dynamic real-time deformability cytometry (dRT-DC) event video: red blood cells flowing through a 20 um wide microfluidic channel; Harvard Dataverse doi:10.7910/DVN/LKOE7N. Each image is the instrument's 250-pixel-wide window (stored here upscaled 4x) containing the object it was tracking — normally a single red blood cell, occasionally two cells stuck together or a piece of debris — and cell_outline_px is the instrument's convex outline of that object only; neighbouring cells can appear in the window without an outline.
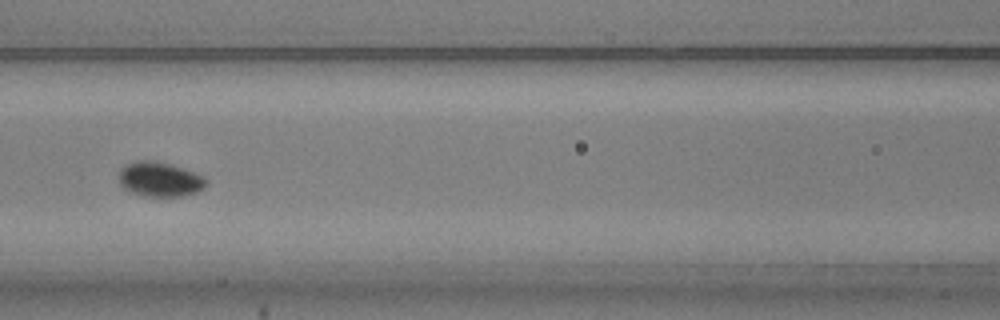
{"species": "common noctule bat (a hibernating species)", "species_latin": "Nyctalus noctula", "temperature_condition": "warm", "stored_images_in_passage": 9, "camera_frame_rate_fps": 3000, "um_per_image_px": 0.085, "animal": {"sex": "male", "body_mass_g": 20.5, "forearm_length_mm": 52.5}, "frame": {"image": 1, "passage_image": 7, "time_ms": 2.0, "image_size_px": [1000, 320], "cell_outline_px": [[208, 184], [204, 188], [196, 192], [184, 196], [144, 196], [132, 192], [124, 188], [120, 184], [120, 168], [136, 160], [156, 160], [204, 176], [208, 180]], "centroid_in_image_um": [13.6, 15.24], "position_along_channel_um": 153.0, "area_um2": 17.51}}
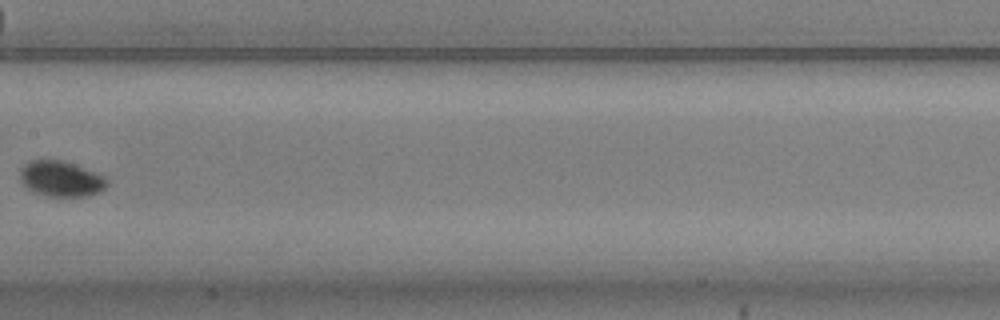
{"frame": {"image": 2, "passage_image": 8, "time_ms": 2.333, "image_size_px": [1000, 320], "cell_outline_px": [[108, 184], [100, 192], [84, 196], [48, 196], [32, 192], [20, 180], [20, 168], [28, 160], [64, 160], [104, 176], [108, 180]], "centroid_in_image_um": [5.16, 15.19], "position_along_channel_um": 202.2, "area_um2": 18.03}}
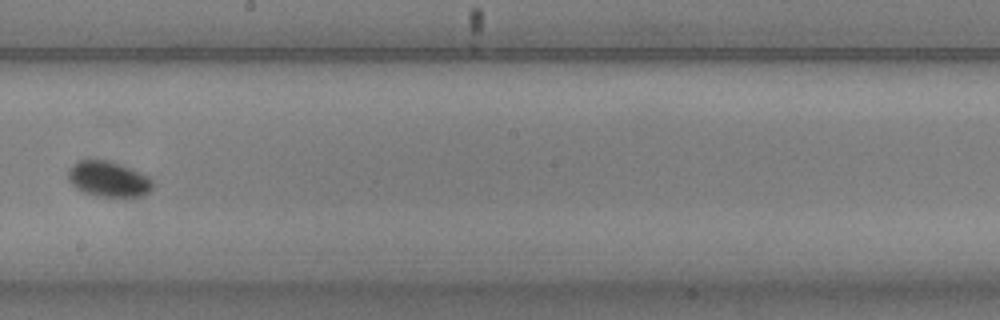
{"frame": {"image": 3, "passage_image": 9, "time_ms": 2.667, "image_size_px": [1000, 320], "cell_outline_px": [[152, 192], [144, 196], [100, 196], [84, 192], [76, 188], [68, 180], [68, 168], [76, 160], [108, 160], [132, 168], [148, 176], [152, 180]], "centroid_in_image_um": [9.22, 15.21], "position_along_channel_um": 239.0, "area_um2": 17.63}}